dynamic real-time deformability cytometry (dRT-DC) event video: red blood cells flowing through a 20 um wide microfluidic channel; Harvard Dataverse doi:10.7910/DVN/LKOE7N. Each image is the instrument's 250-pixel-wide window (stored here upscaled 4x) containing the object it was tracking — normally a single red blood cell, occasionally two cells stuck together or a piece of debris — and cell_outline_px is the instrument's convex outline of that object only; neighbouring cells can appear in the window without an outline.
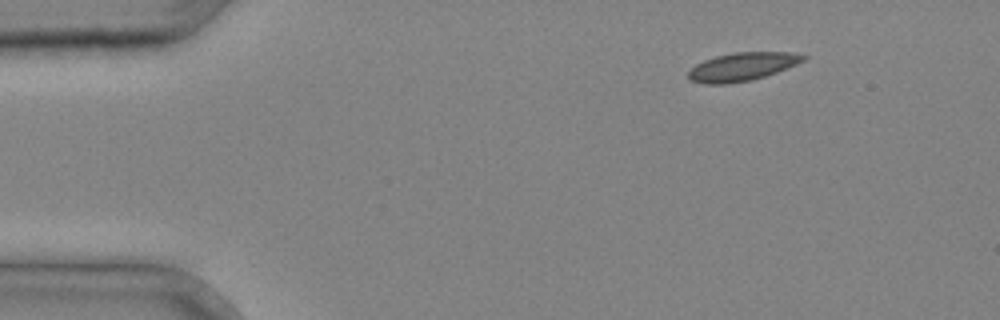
{"species": "common noctule bat (a hibernating species)", "species_latin": "Nyctalus noctula", "temperature_condition": "cold", "stored_images_in_passage": 30, "camera_frame_rate_fps": 3000, "um_per_image_px": 0.085, "animal": {"sex": "male", "body_mass_g": 20.4}, "frame": {"image": 1, "passage_image": 1, "time_ms": 0.0, "image_size_px": [1000, 320], "cell_outline_px": [[808, 56], [804, 60], [796, 64], [776, 72], [752, 80], [728, 84], [704, 84], [692, 80], [688, 76], [688, 72], [696, 64], [704, 60], [716, 56], [732, 52], [792, 52]], "centroid_in_image_um": [63.08, 5.66], "position_along_channel_um": 21.9, "area_um2": 18.84}}
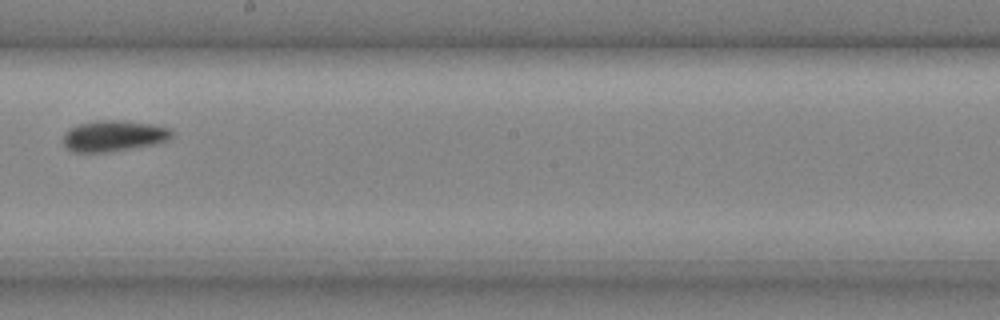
{"frame": {"image": 2, "passage_image": 18, "time_ms": 5.667, "image_size_px": [1000, 320], "cell_outline_px": [[172, 136], [168, 140], [156, 144], [132, 148], [104, 152], [76, 152], [68, 148], [64, 144], [64, 136], [72, 128], [80, 124], [96, 120], [124, 120], [152, 124], [172, 128]], "centroid_in_image_um": [9.74, 11.54], "position_along_channel_um": 238.5, "area_um2": 19.42}}
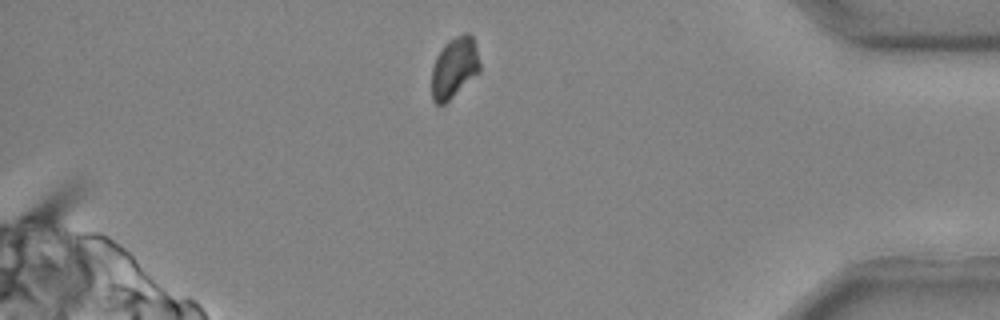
{"frame": {"image": 3, "passage_image": 29, "time_ms": 9.333, "image_size_px": [1000, 320], "cell_outline_px": [[480, 72], [444, 104], [436, 104], [432, 100], [432, 68], [436, 56], [444, 44], [448, 40], [464, 32], [468, 32], [472, 36], [476, 44], [480, 64]], "centroid_in_image_um": [38.62, 5.72], "position_along_channel_um": 396.6, "area_um2": 17.17}}